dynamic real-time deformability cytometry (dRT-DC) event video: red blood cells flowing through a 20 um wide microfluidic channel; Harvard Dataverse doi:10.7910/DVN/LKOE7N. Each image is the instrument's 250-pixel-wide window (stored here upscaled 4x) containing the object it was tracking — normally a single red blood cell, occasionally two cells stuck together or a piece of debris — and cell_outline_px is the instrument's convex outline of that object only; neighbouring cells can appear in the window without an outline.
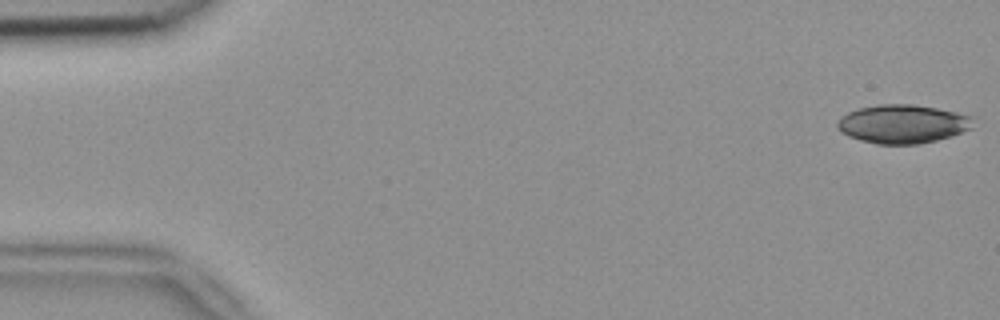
{"species": "common noctule bat (a hibernating species)", "species_latin": "Nyctalus noctula", "temperature_condition": "room temperature", "stored_images_in_passage": 4, "camera_frame_rate_fps": 3000, "um_per_image_px": 0.085, "animal": {"sex": "female", "body_mass_g": 18.4}, "frame": {"image": 1, "passage_image": 1, "time_ms": 0.0, "image_size_px": [1000, 320], "cell_outline_px": [[976, 116], [972, 128], [936, 140], [920, 144], [876, 144], [860, 140], [848, 136], [840, 132], [836, 128], [836, 124], [840, 116], [848, 112], [860, 108], [880, 104], [916, 104]], "centroid_in_image_um": [76.72, 10.53], "position_along_channel_um": 8.3, "area_um2": 30.81}}